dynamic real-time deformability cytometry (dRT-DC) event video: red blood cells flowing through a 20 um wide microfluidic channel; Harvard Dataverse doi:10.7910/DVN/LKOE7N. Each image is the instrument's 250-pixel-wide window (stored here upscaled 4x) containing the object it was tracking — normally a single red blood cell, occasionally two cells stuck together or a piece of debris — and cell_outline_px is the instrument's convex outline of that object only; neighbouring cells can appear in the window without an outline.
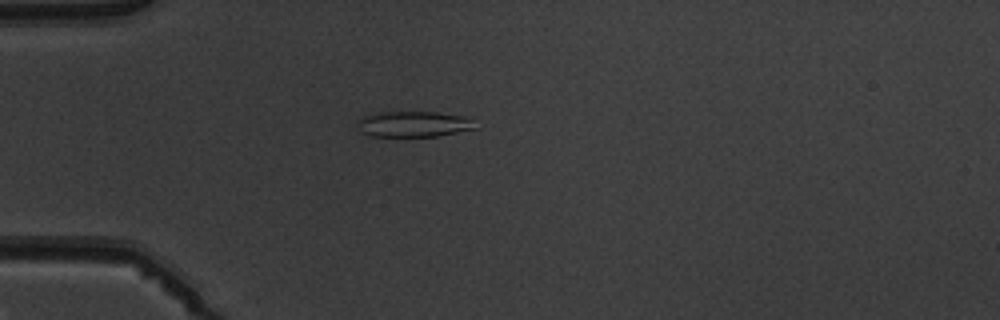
{"species": "common noctule bat (a hibernating species)", "species_latin": "Nyctalus noctula", "temperature_condition": "warm", "stored_images_in_passage": 4, "camera_frame_rate_fps": 3000, "um_per_image_px": 0.085, "animal": {"sex": "male", "body_mass_g": 19.5, "forearm_length_mm": 54.6}, "frame": {"image": 1, "passage_image": 4, "time_ms": 3.333, "image_size_px": [1000, 320], "cell_outline_px": [[476, 128], [436, 136], [372, 136], [360, 132], [356, 124], [356, 120], [360, 116], [380, 112], [436, 112], [468, 116]], "centroid_in_image_um": [35.08, 10.53], "position_along_channel_um": 49.9, "area_um2": 17.74}}